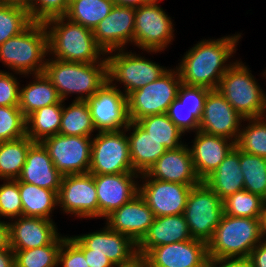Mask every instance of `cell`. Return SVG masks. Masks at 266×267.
Returning <instances> with one entry per match:
<instances>
[{
    "label": "cell",
    "mask_w": 266,
    "mask_h": 267,
    "mask_svg": "<svg viewBox=\"0 0 266 267\" xmlns=\"http://www.w3.org/2000/svg\"><path fill=\"white\" fill-rule=\"evenodd\" d=\"M143 259L147 267H212L207 243L198 239L157 246Z\"/></svg>",
    "instance_id": "cell-17"
},
{
    "label": "cell",
    "mask_w": 266,
    "mask_h": 267,
    "mask_svg": "<svg viewBox=\"0 0 266 267\" xmlns=\"http://www.w3.org/2000/svg\"><path fill=\"white\" fill-rule=\"evenodd\" d=\"M249 267H266V241L260 242L245 262Z\"/></svg>",
    "instance_id": "cell-48"
},
{
    "label": "cell",
    "mask_w": 266,
    "mask_h": 267,
    "mask_svg": "<svg viewBox=\"0 0 266 267\" xmlns=\"http://www.w3.org/2000/svg\"><path fill=\"white\" fill-rule=\"evenodd\" d=\"M113 83L107 82L86 102L96 131H120L128 127L127 96Z\"/></svg>",
    "instance_id": "cell-13"
},
{
    "label": "cell",
    "mask_w": 266,
    "mask_h": 267,
    "mask_svg": "<svg viewBox=\"0 0 266 267\" xmlns=\"http://www.w3.org/2000/svg\"><path fill=\"white\" fill-rule=\"evenodd\" d=\"M57 198L58 206L66 214L89 219L98 217L97 190L90 173L64 175Z\"/></svg>",
    "instance_id": "cell-14"
},
{
    "label": "cell",
    "mask_w": 266,
    "mask_h": 267,
    "mask_svg": "<svg viewBox=\"0 0 266 267\" xmlns=\"http://www.w3.org/2000/svg\"><path fill=\"white\" fill-rule=\"evenodd\" d=\"M69 238L80 249H91V253L105 254L115 267L129 265L139 258L137 244L107 225L100 231Z\"/></svg>",
    "instance_id": "cell-16"
},
{
    "label": "cell",
    "mask_w": 266,
    "mask_h": 267,
    "mask_svg": "<svg viewBox=\"0 0 266 267\" xmlns=\"http://www.w3.org/2000/svg\"><path fill=\"white\" fill-rule=\"evenodd\" d=\"M44 25L48 33L49 53L54 59L80 63L106 61V54L97 45L92 30L65 16L49 19Z\"/></svg>",
    "instance_id": "cell-3"
},
{
    "label": "cell",
    "mask_w": 266,
    "mask_h": 267,
    "mask_svg": "<svg viewBox=\"0 0 266 267\" xmlns=\"http://www.w3.org/2000/svg\"><path fill=\"white\" fill-rule=\"evenodd\" d=\"M34 142L23 136L0 142V179L17 180L25 164L29 147Z\"/></svg>",
    "instance_id": "cell-32"
},
{
    "label": "cell",
    "mask_w": 266,
    "mask_h": 267,
    "mask_svg": "<svg viewBox=\"0 0 266 267\" xmlns=\"http://www.w3.org/2000/svg\"><path fill=\"white\" fill-rule=\"evenodd\" d=\"M89 267L84 252L67 236L61 244L58 255V266Z\"/></svg>",
    "instance_id": "cell-46"
},
{
    "label": "cell",
    "mask_w": 266,
    "mask_h": 267,
    "mask_svg": "<svg viewBox=\"0 0 266 267\" xmlns=\"http://www.w3.org/2000/svg\"><path fill=\"white\" fill-rule=\"evenodd\" d=\"M167 116L185 134L199 129V120L195 117V110L188 109L178 98L169 106Z\"/></svg>",
    "instance_id": "cell-45"
},
{
    "label": "cell",
    "mask_w": 266,
    "mask_h": 267,
    "mask_svg": "<svg viewBox=\"0 0 266 267\" xmlns=\"http://www.w3.org/2000/svg\"><path fill=\"white\" fill-rule=\"evenodd\" d=\"M32 76L33 82L19 88V108L25 118L42 107L64 102L44 73Z\"/></svg>",
    "instance_id": "cell-29"
},
{
    "label": "cell",
    "mask_w": 266,
    "mask_h": 267,
    "mask_svg": "<svg viewBox=\"0 0 266 267\" xmlns=\"http://www.w3.org/2000/svg\"><path fill=\"white\" fill-rule=\"evenodd\" d=\"M94 127L91 111L86 101H75L63 106L59 134L92 137Z\"/></svg>",
    "instance_id": "cell-34"
},
{
    "label": "cell",
    "mask_w": 266,
    "mask_h": 267,
    "mask_svg": "<svg viewBox=\"0 0 266 267\" xmlns=\"http://www.w3.org/2000/svg\"><path fill=\"white\" fill-rule=\"evenodd\" d=\"M26 136V118L19 106L0 107V142Z\"/></svg>",
    "instance_id": "cell-41"
},
{
    "label": "cell",
    "mask_w": 266,
    "mask_h": 267,
    "mask_svg": "<svg viewBox=\"0 0 266 267\" xmlns=\"http://www.w3.org/2000/svg\"><path fill=\"white\" fill-rule=\"evenodd\" d=\"M10 247L9 222L0 219V250Z\"/></svg>",
    "instance_id": "cell-50"
},
{
    "label": "cell",
    "mask_w": 266,
    "mask_h": 267,
    "mask_svg": "<svg viewBox=\"0 0 266 267\" xmlns=\"http://www.w3.org/2000/svg\"><path fill=\"white\" fill-rule=\"evenodd\" d=\"M149 178L175 182L186 185H197L198 178L190 149L186 143L176 150H167L145 173Z\"/></svg>",
    "instance_id": "cell-23"
},
{
    "label": "cell",
    "mask_w": 266,
    "mask_h": 267,
    "mask_svg": "<svg viewBox=\"0 0 266 267\" xmlns=\"http://www.w3.org/2000/svg\"><path fill=\"white\" fill-rule=\"evenodd\" d=\"M241 34L219 39L201 40L190 48L176 66L182 84L216 90L222 76L232 65L226 64L233 57Z\"/></svg>",
    "instance_id": "cell-1"
},
{
    "label": "cell",
    "mask_w": 266,
    "mask_h": 267,
    "mask_svg": "<svg viewBox=\"0 0 266 267\" xmlns=\"http://www.w3.org/2000/svg\"><path fill=\"white\" fill-rule=\"evenodd\" d=\"M126 128L120 131L98 132L92 137L90 174L135 172L130 160Z\"/></svg>",
    "instance_id": "cell-11"
},
{
    "label": "cell",
    "mask_w": 266,
    "mask_h": 267,
    "mask_svg": "<svg viewBox=\"0 0 266 267\" xmlns=\"http://www.w3.org/2000/svg\"><path fill=\"white\" fill-rule=\"evenodd\" d=\"M193 239L183 214L155 217L146 235L137 244L139 257L152 248Z\"/></svg>",
    "instance_id": "cell-26"
},
{
    "label": "cell",
    "mask_w": 266,
    "mask_h": 267,
    "mask_svg": "<svg viewBox=\"0 0 266 267\" xmlns=\"http://www.w3.org/2000/svg\"><path fill=\"white\" fill-rule=\"evenodd\" d=\"M149 135L161 142L167 150L181 147L184 133L171 121L166 113L146 116L137 121Z\"/></svg>",
    "instance_id": "cell-35"
},
{
    "label": "cell",
    "mask_w": 266,
    "mask_h": 267,
    "mask_svg": "<svg viewBox=\"0 0 266 267\" xmlns=\"http://www.w3.org/2000/svg\"><path fill=\"white\" fill-rule=\"evenodd\" d=\"M263 203L266 204V195L263 198Z\"/></svg>",
    "instance_id": "cell-57"
},
{
    "label": "cell",
    "mask_w": 266,
    "mask_h": 267,
    "mask_svg": "<svg viewBox=\"0 0 266 267\" xmlns=\"http://www.w3.org/2000/svg\"><path fill=\"white\" fill-rule=\"evenodd\" d=\"M31 0H0L2 4H8L13 6H20L23 8L28 9L30 6Z\"/></svg>",
    "instance_id": "cell-53"
},
{
    "label": "cell",
    "mask_w": 266,
    "mask_h": 267,
    "mask_svg": "<svg viewBox=\"0 0 266 267\" xmlns=\"http://www.w3.org/2000/svg\"><path fill=\"white\" fill-rule=\"evenodd\" d=\"M70 0H31L27 9L32 22L44 23L54 17L65 16Z\"/></svg>",
    "instance_id": "cell-43"
},
{
    "label": "cell",
    "mask_w": 266,
    "mask_h": 267,
    "mask_svg": "<svg viewBox=\"0 0 266 267\" xmlns=\"http://www.w3.org/2000/svg\"><path fill=\"white\" fill-rule=\"evenodd\" d=\"M134 24V7L114 5L110 13L93 30L97 45L105 54L126 49L125 45L133 43Z\"/></svg>",
    "instance_id": "cell-20"
},
{
    "label": "cell",
    "mask_w": 266,
    "mask_h": 267,
    "mask_svg": "<svg viewBox=\"0 0 266 267\" xmlns=\"http://www.w3.org/2000/svg\"><path fill=\"white\" fill-rule=\"evenodd\" d=\"M31 23L26 8L0 3V46L9 38L20 34Z\"/></svg>",
    "instance_id": "cell-40"
},
{
    "label": "cell",
    "mask_w": 266,
    "mask_h": 267,
    "mask_svg": "<svg viewBox=\"0 0 266 267\" xmlns=\"http://www.w3.org/2000/svg\"><path fill=\"white\" fill-rule=\"evenodd\" d=\"M139 195L145 200L155 217L183 214L193 186L165 182L140 174ZM145 180V182H144Z\"/></svg>",
    "instance_id": "cell-15"
},
{
    "label": "cell",
    "mask_w": 266,
    "mask_h": 267,
    "mask_svg": "<svg viewBox=\"0 0 266 267\" xmlns=\"http://www.w3.org/2000/svg\"><path fill=\"white\" fill-rule=\"evenodd\" d=\"M181 77L177 68L169 69L157 80L134 90L127 95V107L130 121L164 114L177 98Z\"/></svg>",
    "instance_id": "cell-7"
},
{
    "label": "cell",
    "mask_w": 266,
    "mask_h": 267,
    "mask_svg": "<svg viewBox=\"0 0 266 267\" xmlns=\"http://www.w3.org/2000/svg\"><path fill=\"white\" fill-rule=\"evenodd\" d=\"M43 73L63 101L72 93L78 94L75 101H86L108 82L107 61L80 63L50 58Z\"/></svg>",
    "instance_id": "cell-4"
},
{
    "label": "cell",
    "mask_w": 266,
    "mask_h": 267,
    "mask_svg": "<svg viewBox=\"0 0 266 267\" xmlns=\"http://www.w3.org/2000/svg\"><path fill=\"white\" fill-rule=\"evenodd\" d=\"M0 185V217L11 221L22 216V201L19 193V180H5Z\"/></svg>",
    "instance_id": "cell-42"
},
{
    "label": "cell",
    "mask_w": 266,
    "mask_h": 267,
    "mask_svg": "<svg viewBox=\"0 0 266 267\" xmlns=\"http://www.w3.org/2000/svg\"><path fill=\"white\" fill-rule=\"evenodd\" d=\"M263 198L241 190L223 200L224 214L232 217L260 218Z\"/></svg>",
    "instance_id": "cell-39"
},
{
    "label": "cell",
    "mask_w": 266,
    "mask_h": 267,
    "mask_svg": "<svg viewBox=\"0 0 266 267\" xmlns=\"http://www.w3.org/2000/svg\"><path fill=\"white\" fill-rule=\"evenodd\" d=\"M117 267H147L145 260L142 257L137 258L133 263L126 266Z\"/></svg>",
    "instance_id": "cell-56"
},
{
    "label": "cell",
    "mask_w": 266,
    "mask_h": 267,
    "mask_svg": "<svg viewBox=\"0 0 266 267\" xmlns=\"http://www.w3.org/2000/svg\"><path fill=\"white\" fill-rule=\"evenodd\" d=\"M57 231L53 220L20 216L9 222L10 248L27 250L50 245L60 236Z\"/></svg>",
    "instance_id": "cell-22"
},
{
    "label": "cell",
    "mask_w": 266,
    "mask_h": 267,
    "mask_svg": "<svg viewBox=\"0 0 266 267\" xmlns=\"http://www.w3.org/2000/svg\"><path fill=\"white\" fill-rule=\"evenodd\" d=\"M263 241L260 218L223 214L207 242L208 258L216 262H246L251 251Z\"/></svg>",
    "instance_id": "cell-2"
},
{
    "label": "cell",
    "mask_w": 266,
    "mask_h": 267,
    "mask_svg": "<svg viewBox=\"0 0 266 267\" xmlns=\"http://www.w3.org/2000/svg\"><path fill=\"white\" fill-rule=\"evenodd\" d=\"M115 52L111 51L106 54L108 82L123 83L122 92L126 96L157 80L169 70L131 51L126 52L122 49Z\"/></svg>",
    "instance_id": "cell-8"
},
{
    "label": "cell",
    "mask_w": 266,
    "mask_h": 267,
    "mask_svg": "<svg viewBox=\"0 0 266 267\" xmlns=\"http://www.w3.org/2000/svg\"><path fill=\"white\" fill-rule=\"evenodd\" d=\"M212 267H249V266L245 262H216L212 263Z\"/></svg>",
    "instance_id": "cell-55"
},
{
    "label": "cell",
    "mask_w": 266,
    "mask_h": 267,
    "mask_svg": "<svg viewBox=\"0 0 266 267\" xmlns=\"http://www.w3.org/2000/svg\"><path fill=\"white\" fill-rule=\"evenodd\" d=\"M133 130H132V129ZM128 138L130 160L133 170L143 174L167 151L164 145L151 137L137 122L130 121L126 131Z\"/></svg>",
    "instance_id": "cell-27"
},
{
    "label": "cell",
    "mask_w": 266,
    "mask_h": 267,
    "mask_svg": "<svg viewBox=\"0 0 266 267\" xmlns=\"http://www.w3.org/2000/svg\"><path fill=\"white\" fill-rule=\"evenodd\" d=\"M249 124L240 129L236 146L248 153L266 158V117L244 119Z\"/></svg>",
    "instance_id": "cell-38"
},
{
    "label": "cell",
    "mask_w": 266,
    "mask_h": 267,
    "mask_svg": "<svg viewBox=\"0 0 266 267\" xmlns=\"http://www.w3.org/2000/svg\"><path fill=\"white\" fill-rule=\"evenodd\" d=\"M242 120H244L242 116L219 91L211 90L205 100L198 130L210 135L225 137L236 143Z\"/></svg>",
    "instance_id": "cell-18"
},
{
    "label": "cell",
    "mask_w": 266,
    "mask_h": 267,
    "mask_svg": "<svg viewBox=\"0 0 266 267\" xmlns=\"http://www.w3.org/2000/svg\"><path fill=\"white\" fill-rule=\"evenodd\" d=\"M63 175L56 169L47 149L41 142H34L28 150L25 164L18 180L55 191L60 189Z\"/></svg>",
    "instance_id": "cell-25"
},
{
    "label": "cell",
    "mask_w": 266,
    "mask_h": 267,
    "mask_svg": "<svg viewBox=\"0 0 266 267\" xmlns=\"http://www.w3.org/2000/svg\"><path fill=\"white\" fill-rule=\"evenodd\" d=\"M60 235L52 244L27 250H13L15 267H58L62 241Z\"/></svg>",
    "instance_id": "cell-36"
},
{
    "label": "cell",
    "mask_w": 266,
    "mask_h": 267,
    "mask_svg": "<svg viewBox=\"0 0 266 267\" xmlns=\"http://www.w3.org/2000/svg\"><path fill=\"white\" fill-rule=\"evenodd\" d=\"M48 54V33L44 23L39 22H32L0 46V61L19 75L43 73Z\"/></svg>",
    "instance_id": "cell-5"
},
{
    "label": "cell",
    "mask_w": 266,
    "mask_h": 267,
    "mask_svg": "<svg viewBox=\"0 0 266 267\" xmlns=\"http://www.w3.org/2000/svg\"><path fill=\"white\" fill-rule=\"evenodd\" d=\"M161 0L135 8L133 44L148 53L164 51L174 40L173 22L158 5Z\"/></svg>",
    "instance_id": "cell-10"
},
{
    "label": "cell",
    "mask_w": 266,
    "mask_h": 267,
    "mask_svg": "<svg viewBox=\"0 0 266 267\" xmlns=\"http://www.w3.org/2000/svg\"><path fill=\"white\" fill-rule=\"evenodd\" d=\"M0 267H15L14 251L10 247L0 250Z\"/></svg>",
    "instance_id": "cell-51"
},
{
    "label": "cell",
    "mask_w": 266,
    "mask_h": 267,
    "mask_svg": "<svg viewBox=\"0 0 266 267\" xmlns=\"http://www.w3.org/2000/svg\"><path fill=\"white\" fill-rule=\"evenodd\" d=\"M240 169L244 177V189L264 198L266 195V158L240 150Z\"/></svg>",
    "instance_id": "cell-37"
},
{
    "label": "cell",
    "mask_w": 266,
    "mask_h": 267,
    "mask_svg": "<svg viewBox=\"0 0 266 267\" xmlns=\"http://www.w3.org/2000/svg\"><path fill=\"white\" fill-rule=\"evenodd\" d=\"M195 134L193 145L189 149L195 172L198 178L204 181L217 169L236 143L225 137L210 135L200 130Z\"/></svg>",
    "instance_id": "cell-24"
},
{
    "label": "cell",
    "mask_w": 266,
    "mask_h": 267,
    "mask_svg": "<svg viewBox=\"0 0 266 267\" xmlns=\"http://www.w3.org/2000/svg\"><path fill=\"white\" fill-rule=\"evenodd\" d=\"M63 102L42 107L26 118V136L33 142L59 134Z\"/></svg>",
    "instance_id": "cell-31"
},
{
    "label": "cell",
    "mask_w": 266,
    "mask_h": 267,
    "mask_svg": "<svg viewBox=\"0 0 266 267\" xmlns=\"http://www.w3.org/2000/svg\"><path fill=\"white\" fill-rule=\"evenodd\" d=\"M92 175L97 190L99 218H105L139 194L136 178H140V174L136 172Z\"/></svg>",
    "instance_id": "cell-19"
},
{
    "label": "cell",
    "mask_w": 266,
    "mask_h": 267,
    "mask_svg": "<svg viewBox=\"0 0 266 267\" xmlns=\"http://www.w3.org/2000/svg\"><path fill=\"white\" fill-rule=\"evenodd\" d=\"M261 235L264 241H266V204H263L260 215Z\"/></svg>",
    "instance_id": "cell-54"
},
{
    "label": "cell",
    "mask_w": 266,
    "mask_h": 267,
    "mask_svg": "<svg viewBox=\"0 0 266 267\" xmlns=\"http://www.w3.org/2000/svg\"><path fill=\"white\" fill-rule=\"evenodd\" d=\"M22 216L52 220L51 213L58 206L57 193L33 184L19 181Z\"/></svg>",
    "instance_id": "cell-30"
},
{
    "label": "cell",
    "mask_w": 266,
    "mask_h": 267,
    "mask_svg": "<svg viewBox=\"0 0 266 267\" xmlns=\"http://www.w3.org/2000/svg\"><path fill=\"white\" fill-rule=\"evenodd\" d=\"M250 72L243 62H233L216 89L243 119L261 118L266 113V94Z\"/></svg>",
    "instance_id": "cell-6"
},
{
    "label": "cell",
    "mask_w": 266,
    "mask_h": 267,
    "mask_svg": "<svg viewBox=\"0 0 266 267\" xmlns=\"http://www.w3.org/2000/svg\"><path fill=\"white\" fill-rule=\"evenodd\" d=\"M89 267H115L105 254L91 253V249H81Z\"/></svg>",
    "instance_id": "cell-49"
},
{
    "label": "cell",
    "mask_w": 266,
    "mask_h": 267,
    "mask_svg": "<svg viewBox=\"0 0 266 267\" xmlns=\"http://www.w3.org/2000/svg\"><path fill=\"white\" fill-rule=\"evenodd\" d=\"M223 214V201L204 181L192 187L183 216L193 239L207 243Z\"/></svg>",
    "instance_id": "cell-9"
},
{
    "label": "cell",
    "mask_w": 266,
    "mask_h": 267,
    "mask_svg": "<svg viewBox=\"0 0 266 267\" xmlns=\"http://www.w3.org/2000/svg\"><path fill=\"white\" fill-rule=\"evenodd\" d=\"M154 218L152 210L139 194L105 217L110 229L125 234L136 244L146 235Z\"/></svg>",
    "instance_id": "cell-21"
},
{
    "label": "cell",
    "mask_w": 266,
    "mask_h": 267,
    "mask_svg": "<svg viewBox=\"0 0 266 267\" xmlns=\"http://www.w3.org/2000/svg\"><path fill=\"white\" fill-rule=\"evenodd\" d=\"M113 6L112 0H70L65 17L93 31Z\"/></svg>",
    "instance_id": "cell-33"
},
{
    "label": "cell",
    "mask_w": 266,
    "mask_h": 267,
    "mask_svg": "<svg viewBox=\"0 0 266 267\" xmlns=\"http://www.w3.org/2000/svg\"><path fill=\"white\" fill-rule=\"evenodd\" d=\"M204 183L223 201L230 195L244 190V177L240 169V149L235 146L211 173Z\"/></svg>",
    "instance_id": "cell-28"
},
{
    "label": "cell",
    "mask_w": 266,
    "mask_h": 267,
    "mask_svg": "<svg viewBox=\"0 0 266 267\" xmlns=\"http://www.w3.org/2000/svg\"><path fill=\"white\" fill-rule=\"evenodd\" d=\"M41 143L47 149L54 166L63 176L89 172L91 137L56 134Z\"/></svg>",
    "instance_id": "cell-12"
},
{
    "label": "cell",
    "mask_w": 266,
    "mask_h": 267,
    "mask_svg": "<svg viewBox=\"0 0 266 267\" xmlns=\"http://www.w3.org/2000/svg\"><path fill=\"white\" fill-rule=\"evenodd\" d=\"M20 83L9 72L0 70V107L19 106Z\"/></svg>",
    "instance_id": "cell-47"
},
{
    "label": "cell",
    "mask_w": 266,
    "mask_h": 267,
    "mask_svg": "<svg viewBox=\"0 0 266 267\" xmlns=\"http://www.w3.org/2000/svg\"><path fill=\"white\" fill-rule=\"evenodd\" d=\"M210 91V89L205 87L181 84L177 98L188 109L195 110V117L200 121L205 100Z\"/></svg>",
    "instance_id": "cell-44"
},
{
    "label": "cell",
    "mask_w": 266,
    "mask_h": 267,
    "mask_svg": "<svg viewBox=\"0 0 266 267\" xmlns=\"http://www.w3.org/2000/svg\"><path fill=\"white\" fill-rule=\"evenodd\" d=\"M114 5L137 8L154 0H112Z\"/></svg>",
    "instance_id": "cell-52"
}]
</instances>
